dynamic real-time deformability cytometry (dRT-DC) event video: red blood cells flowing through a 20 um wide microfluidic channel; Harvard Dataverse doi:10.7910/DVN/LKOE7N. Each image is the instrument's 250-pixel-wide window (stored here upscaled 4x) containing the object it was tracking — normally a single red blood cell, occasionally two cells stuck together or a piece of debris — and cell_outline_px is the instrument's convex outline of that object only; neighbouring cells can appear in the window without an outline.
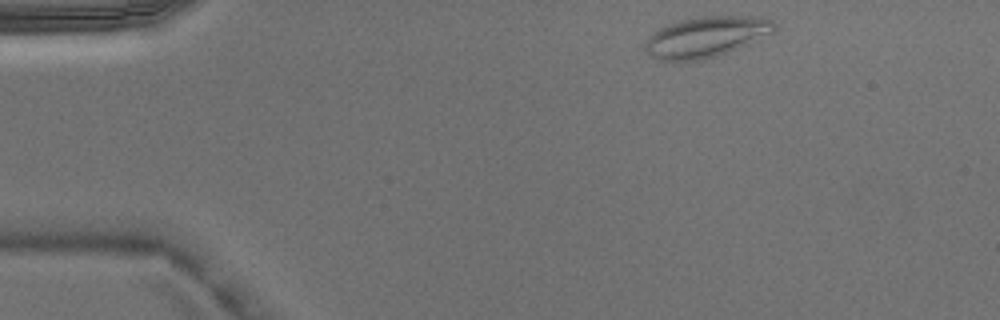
{"species": "Egyptian fruit bat (a non-hibernating species)", "species_latin": "Rousettus aegyptiacus", "temperature_condition": "warm", "stored_images_in_passage": 2, "camera_frame_rate_fps": 3000, "um_per_image_px": 0.085, "animal": {"sex": "male"}, "frame": {"image": 1, "passage_image": 1, "time_ms": 0.0, "image_size_px": [1000, 320], "cell_outline_px": [[776, 28], [772, 32], [748, 44], [728, 52], [704, 60], [660, 60], [648, 56], [644, 48], [644, 44], [648, 36], [660, 28], [680, 20], [700, 16], [752, 16], [772, 20], [776, 24]], "centroid_in_image_um": [59.98, 3.14], "position_along_channel_um": 25.0, "area_um2": 30.46}}